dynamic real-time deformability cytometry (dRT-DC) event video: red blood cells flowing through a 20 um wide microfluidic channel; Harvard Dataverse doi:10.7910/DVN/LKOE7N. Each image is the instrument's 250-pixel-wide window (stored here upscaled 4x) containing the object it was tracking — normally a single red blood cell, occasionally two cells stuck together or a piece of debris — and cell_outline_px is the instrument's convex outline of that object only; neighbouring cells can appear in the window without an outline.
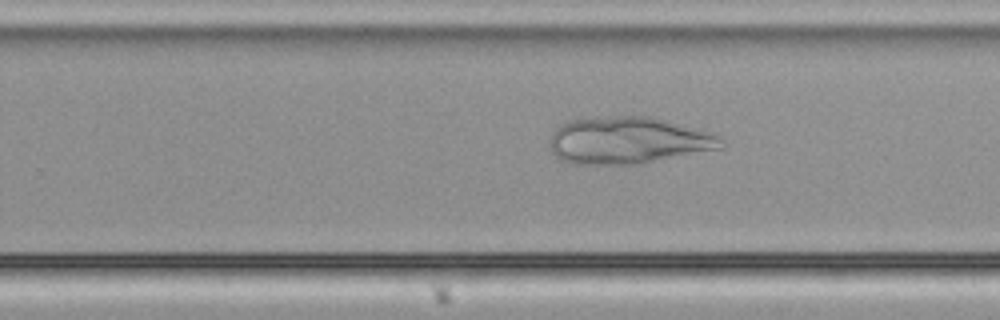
{"species": "common noctule bat (a hibernating species)", "species_latin": "Nyctalus noctula", "temperature_condition": "cold", "stored_images_in_passage": 52, "camera_frame_rate_fps": 3000, "um_per_image_px": 0.085, "animal": {"sex": "male", "body_mass_g": 21.5, "forearm_length_mm": 52.0}, "frame": {"image": 1, "passage_image": 33, "time_ms": 10.667, "image_size_px": [1000, 320], "cell_outline_px": [[724, 148], [636, 164], [568, 164], [560, 160], [552, 152], [548, 144], [552, 132], [556, 128], [568, 120], [616, 116], [652, 116], [716, 132], [724, 140]], "centroid_in_image_um": [53.43, 11.93], "position_along_channel_um": 276.4, "area_um2": 47.63}}
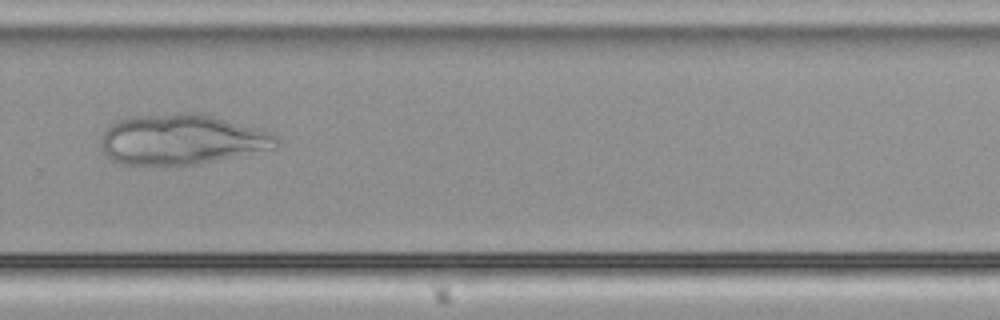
{"frame": {"image": 2, "passage_image": 36, "time_ms": 11.667, "image_size_px": [1000, 320], "cell_outline_px": [[280, 140], [272, 148], [196, 164], [120, 164], [112, 160], [100, 148], [100, 140], [104, 132], [116, 120], [128, 116], [180, 112], [188, 112], [208, 116], [272, 132]], "centroid_in_image_um": [15.35, 11.84], "position_along_channel_um": 314.5, "area_um2": 50.69}}
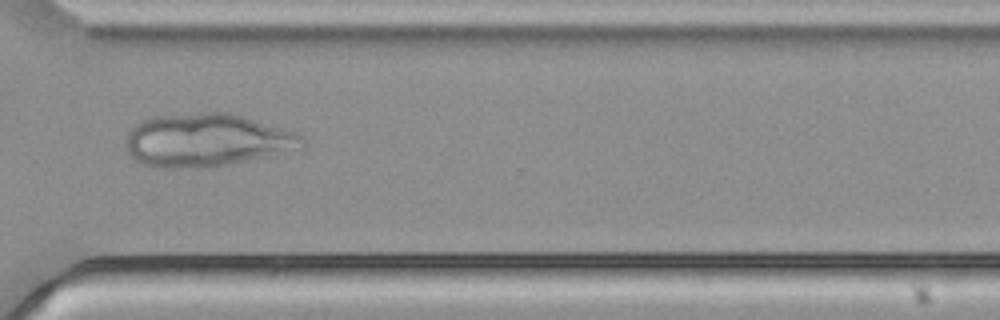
{"frame": {"image": 3, "passage_image": 39, "time_ms": 12.667, "image_size_px": [1000, 320], "cell_outline_px": [[304, 144], [300, 148], [264, 156], [224, 164], [200, 168], [152, 168], [136, 160], [128, 152], [128, 132], [140, 120], [152, 116], [200, 112], [224, 112], [244, 116], [296, 132], [304, 136]], "centroid_in_image_um": [17.53, 11.89], "position_along_channel_um": 353.1, "area_um2": 54.1}}